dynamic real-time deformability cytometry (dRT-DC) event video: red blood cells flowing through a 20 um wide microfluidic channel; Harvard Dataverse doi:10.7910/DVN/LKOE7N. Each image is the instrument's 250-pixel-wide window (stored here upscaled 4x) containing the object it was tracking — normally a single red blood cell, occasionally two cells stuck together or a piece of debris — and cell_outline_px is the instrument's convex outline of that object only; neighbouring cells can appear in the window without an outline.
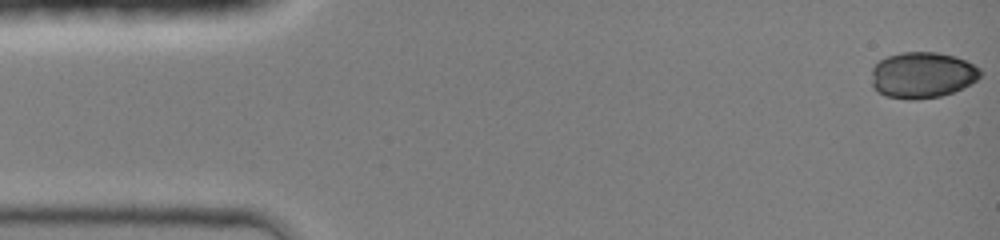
{"species": "common noctule bat (a hibernating species)", "species_latin": "Nyctalus noctula", "temperature_condition": "room temperature", "stored_images_in_passage": 43, "camera_frame_rate_fps": 3000, "um_per_image_px": 0.085, "animal": {"sex": "female", "body_mass_g": 19.0, "forearm_length_mm": 51.5}, "frame": {"image": 1, "passage_image": 1, "time_ms": 0.0, "image_size_px": [1000, 240], "cell_outline_px": [[984, 72], [976, 80], [952, 92], [940, 96], [912, 100], [908, 100], [884, 96], [876, 92], [872, 88], [872, 68], [880, 60], [888, 56], [900, 52], [936, 52], [956, 56], [980, 68]], "centroid_in_image_um": [78.36, 6.38], "position_along_channel_um": 6.6, "area_um2": 29.36}}
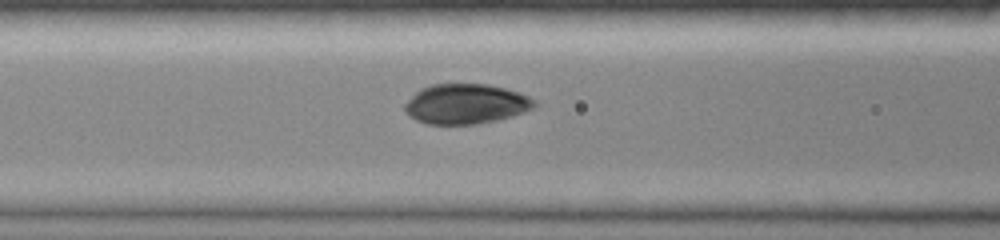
{"frame": {"image": 2, "passage_image": 18, "time_ms": 5.667, "image_size_px": [1000, 240], "cell_outline_px": [[536, 104], [532, 108], [524, 112], [512, 116], [496, 120], [476, 124], [428, 124], [416, 120], [408, 116], [404, 112], [404, 104], [420, 88], [432, 84], [488, 84], [520, 92], [536, 100]], "centroid_in_image_um": [39.58, 8.83], "position_along_channel_um": 127.0, "area_um2": 30.29}}
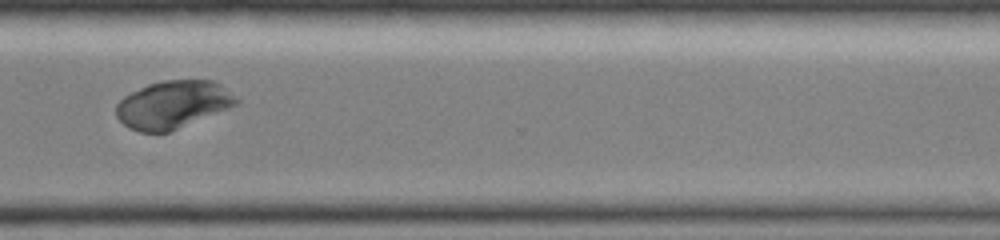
{"frame": {"image": 3, "passage_image": 34, "time_ms": 11.0, "image_size_px": [1000, 240], "cell_outline_px": [[240, 100], [236, 104], [228, 108], [168, 132], [140, 132], [128, 128], [116, 116], [116, 104], [124, 96], [148, 84], [164, 80], [212, 80], [220, 84]], "centroid_in_image_um": [14.67, 8.88], "position_along_channel_um": 355.9, "area_um2": 33.0}}